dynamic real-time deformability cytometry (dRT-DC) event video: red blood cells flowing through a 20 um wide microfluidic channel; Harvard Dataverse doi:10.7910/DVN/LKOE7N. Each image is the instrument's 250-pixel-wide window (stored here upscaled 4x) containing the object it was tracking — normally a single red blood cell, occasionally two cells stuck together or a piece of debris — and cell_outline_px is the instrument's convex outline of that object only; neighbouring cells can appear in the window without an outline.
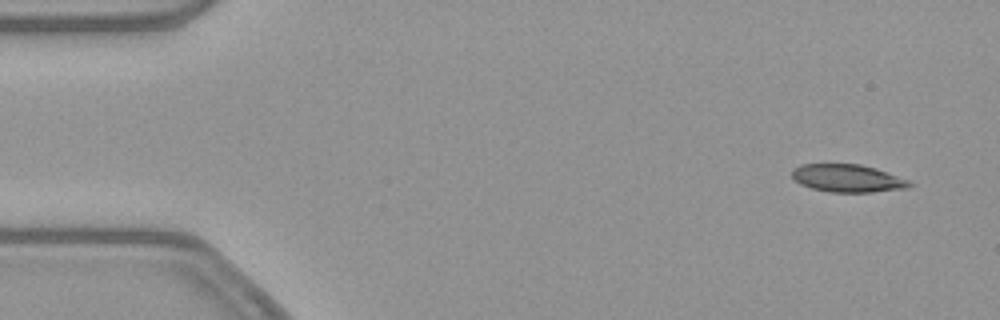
{"species": "common noctule bat (a hibernating species)", "species_latin": "Nyctalus noctula", "temperature_condition": "warm", "stored_images_in_passage": 52, "camera_frame_rate_fps": 3000, "um_per_image_px": 0.085, "animal": {"sex": "female", "body_mass_g": 21.9}, "frame": {"image": 1, "passage_image": 3, "time_ms": 0.667, "image_size_px": [1000, 320], "cell_outline_px": [[916, 184], [908, 188], [872, 192], [832, 192], [812, 188], [800, 184], [792, 176], [792, 168], [800, 164], [860, 164], [876, 168], [888, 172], [908, 180]], "centroid_in_image_um": [72.07, 15.15], "position_along_channel_um": 12.9, "area_um2": 19.07}}
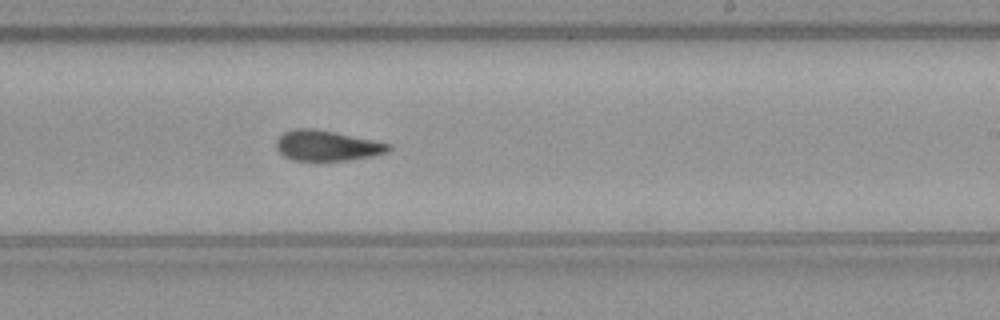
{"frame": {"image": 2, "passage_image": 31, "time_ms": 10.0, "image_size_px": [1000, 320], "cell_outline_px": [[392, 148], [388, 152], [376, 156], [348, 160], [292, 160], [284, 156], [276, 148], [276, 140], [284, 132], [292, 128], [312, 128], [336, 132], [392, 144]], "centroid_in_image_um": [27.82, 12.37], "position_along_channel_um": 261.2, "area_um2": 20.06}}
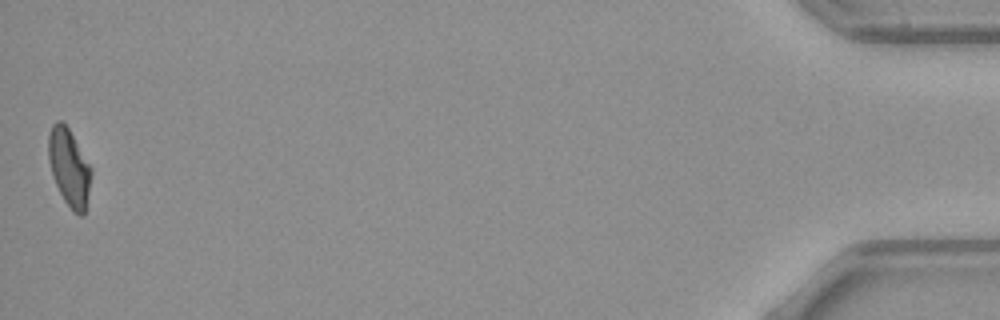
{"frame": {"image": 3, "passage_image": 52, "time_ms": 17.0, "image_size_px": [1000, 320], "cell_outline_px": [[92, 172], [84, 216], [80, 216], [72, 212], [64, 200], [56, 184], [48, 160], [48, 136], [52, 124], [56, 120], [60, 120], [68, 128], [92, 168]], "centroid_in_image_um": [5.88, 14.25], "position_along_channel_um": 429.3, "area_um2": 19.19}, "authors_computed_cell_mechanics": {"area_um2": 20.0277, "velocity_mm_per_s": 3.8793, "shape_relaxation_time_tau1_ms": 6.9325, "shape_relaxation_time_tau2_ms": 2.1943, "deformation_change_tau1": 0.1959, "deformation_change_tau2": 0.0867}}